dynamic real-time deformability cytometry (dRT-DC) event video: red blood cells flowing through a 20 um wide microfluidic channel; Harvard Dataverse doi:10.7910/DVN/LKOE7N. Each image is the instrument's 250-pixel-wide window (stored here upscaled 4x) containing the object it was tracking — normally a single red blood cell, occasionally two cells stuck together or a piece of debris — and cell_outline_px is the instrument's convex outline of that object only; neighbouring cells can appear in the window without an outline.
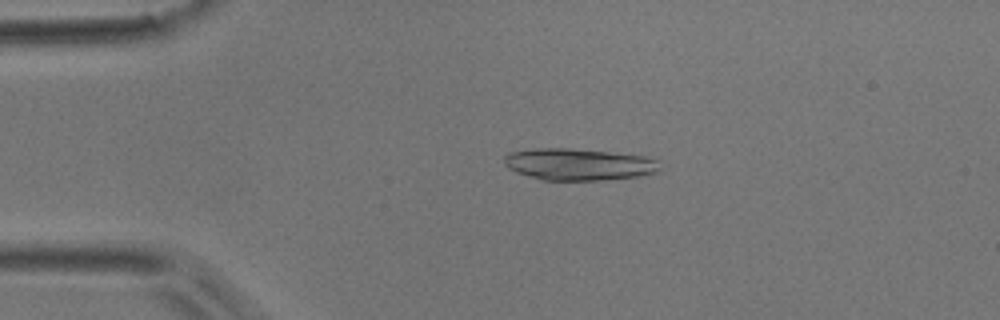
{"species": "common noctule bat (a hibernating species)", "species_latin": "Nyctalus noctula", "temperature_condition": "room temperature", "stored_images_in_passage": 49, "camera_frame_rate_fps": 3000, "um_per_image_px": 0.085, "animal": {"sex": "male", "body_mass_g": 17.9}, "frame": {"image": 1, "passage_image": 10, "time_ms": 3.0, "image_size_px": [1000, 320], "cell_outline_px": [[660, 172], [640, 176], [604, 180], [540, 180], [516, 172], [508, 168], [504, 164], [504, 156], [512, 152], [536, 148], [572, 148], [644, 156], [660, 160]], "centroid_in_image_um": [49.22, 13.97], "position_along_channel_um": 35.8, "area_um2": 29.07}}
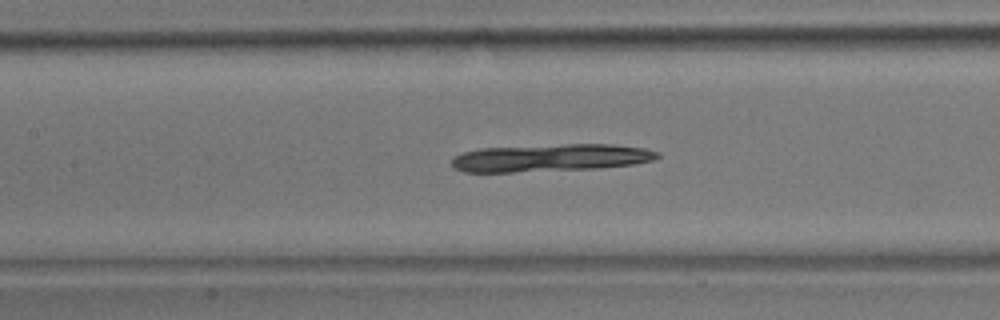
{"frame": {"image": 2, "passage_image": 22, "time_ms": 7.0, "image_size_px": [1000, 320], "cell_outline_px": [[660, 156], [656, 160], [632, 164], [596, 168], [512, 172], [464, 172], [452, 168], [452, 160], [456, 156], [464, 152], [480, 148], [564, 144], [612, 144], [644, 148], [660, 152]], "centroid_in_image_um": [46.81, 13.41], "position_along_channel_um": 160.6, "area_um2": 32.95}}
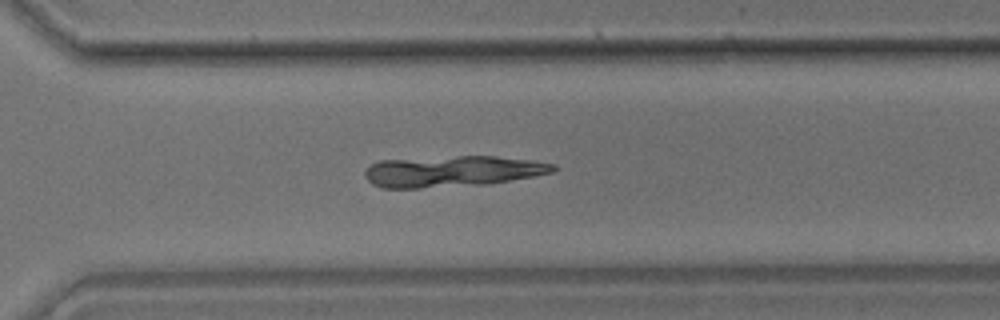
{"frame": {"image": 3, "passage_image": 35, "time_ms": 11.333, "image_size_px": [1000, 320], "cell_outline_px": [[556, 168], [552, 172], [532, 176], [488, 184], [420, 188], [380, 188], [372, 184], [364, 176], [364, 172], [372, 164], [380, 160], [456, 156], [496, 156], [528, 160], [556, 164]], "centroid_in_image_um": [38.4, 14.56], "position_along_channel_um": 332.2, "area_um2": 33.93}}